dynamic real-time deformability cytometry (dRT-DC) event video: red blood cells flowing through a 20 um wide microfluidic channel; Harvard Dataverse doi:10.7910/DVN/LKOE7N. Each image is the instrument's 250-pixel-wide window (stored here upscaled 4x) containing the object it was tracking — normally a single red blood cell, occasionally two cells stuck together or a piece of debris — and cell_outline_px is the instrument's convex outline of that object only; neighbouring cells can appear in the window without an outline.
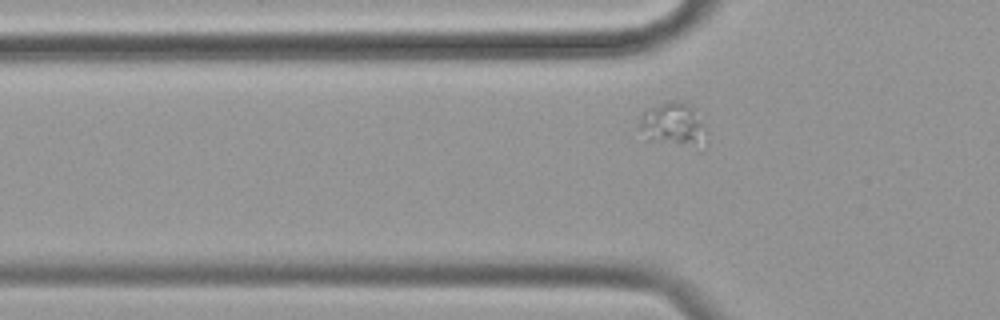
{"species": "common noctule bat (a hibernating species)", "species_latin": "Nyctalus noctula", "temperature_condition": "cold", "stored_images_in_passage": 40, "segment_of_instrument_passage": [1, 2], "camera_frame_rate_fps": 3000, "um_per_image_px": 0.085, "animal": {"sex": "female", "body_mass_g": 19.9}, "frame": {"image": 1, "passage_image": 3, "time_ms": 0.667, "image_size_px": [1000, 320], "cell_outline_px": [[708, 140], [704, 148], [700, 152], [648, 140], [640, 128], [640, 120], [644, 112], [648, 108], [668, 100], [676, 100], [696, 108]], "centroid_in_image_um": [57.32, 10.68], "position_along_channel_um": 68.5, "area_um2": 17.98}}
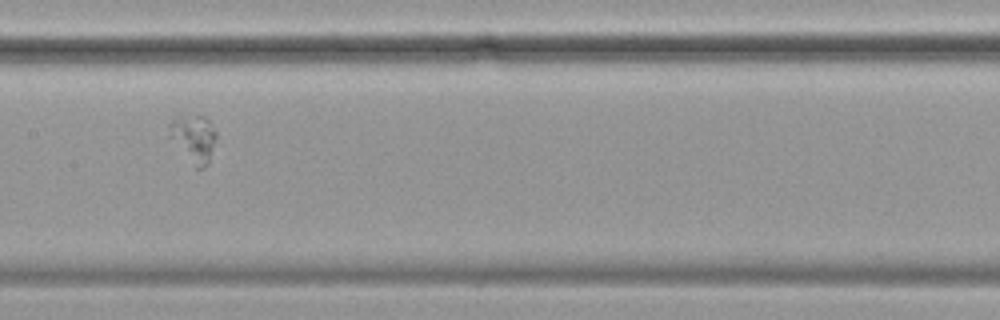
{"frame": {"image": 2, "passage_image": 14, "time_ms": 4.333, "image_size_px": [1000, 320], "cell_outline_px": [[216, 136], [208, 164], [204, 168], [196, 168], [168, 136], [168, 124], [172, 116], [204, 116], [208, 120], [216, 132]], "centroid_in_image_um": [16.42, 11.74], "position_along_channel_um": 191.0, "area_um2": 12.95}}
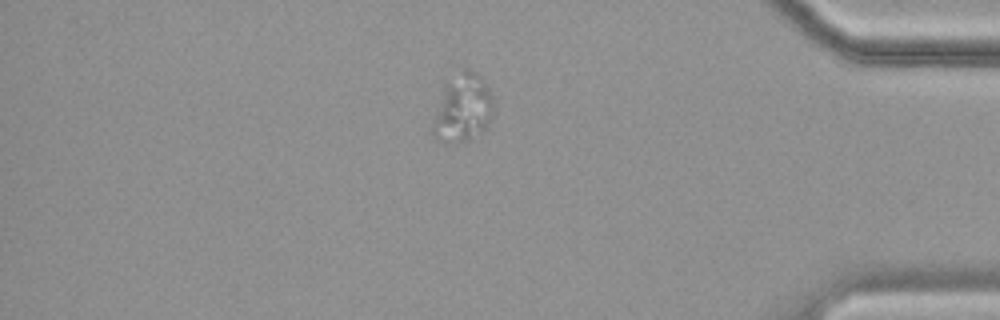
{"frame": {"image": 3, "passage_image": 35, "time_ms": 11.333, "image_size_px": [1000, 320], "cell_outline_px": [[492, 116], [488, 128], [484, 132], [456, 144], [432, 136], [432, 120], [444, 84], [464, 68], [468, 68], [476, 72], [484, 80], [492, 96]], "centroid_in_image_um": [39.34, 9.19], "position_along_channel_um": 395.9, "area_um2": 24.16}}